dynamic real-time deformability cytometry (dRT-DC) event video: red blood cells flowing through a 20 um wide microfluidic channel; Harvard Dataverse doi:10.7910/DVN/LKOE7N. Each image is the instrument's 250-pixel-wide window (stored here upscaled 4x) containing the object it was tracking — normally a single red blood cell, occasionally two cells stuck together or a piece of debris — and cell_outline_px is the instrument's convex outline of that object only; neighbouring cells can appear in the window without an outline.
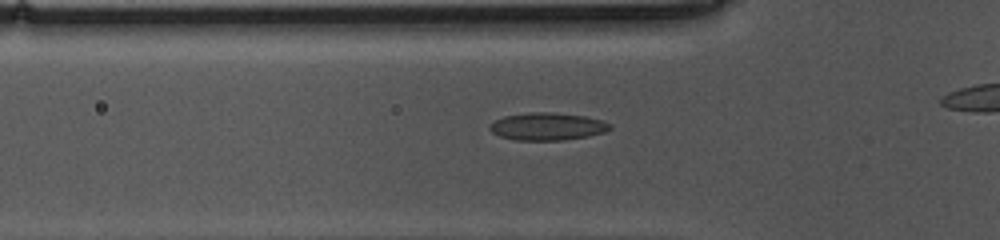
{"species": "common noctule bat (a hibernating species)", "species_latin": "Nyctalus noctula", "temperature_condition": "cold", "stored_images_in_passage": 36, "camera_frame_rate_fps": 3000, "um_per_image_px": 0.085, "animal": {"sex": "female", "body_mass_g": 10.0, "forearm_length_mm": 53.1}, "frame": {"image": 1, "passage_image": 9, "time_ms": 2.667, "image_size_px": [1000, 240], "cell_outline_px": [[612, 128], [604, 132], [588, 136], [564, 140], [516, 140], [500, 136], [492, 132], [488, 128], [496, 120], [504, 116], [528, 112], [552, 112], [584, 116], [604, 120], [612, 124]], "centroid_in_image_um": [46.56, 10.74], "position_along_channel_um": 79.2, "area_um2": 19.31}}
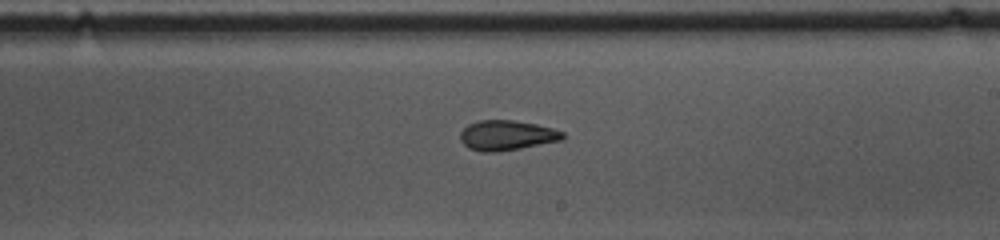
{"frame": {"image": 2, "passage_image": 23, "time_ms": 7.333, "image_size_px": [1000, 240], "cell_outline_px": [[564, 140], [520, 148], [496, 152], [484, 152], [468, 148], [460, 140], [460, 132], [468, 124], [480, 120], [512, 120], [536, 124], [552, 128], [564, 132]], "centroid_in_image_um": [43.08, 11.5], "position_along_channel_um": 245.9, "area_um2": 17.92}}
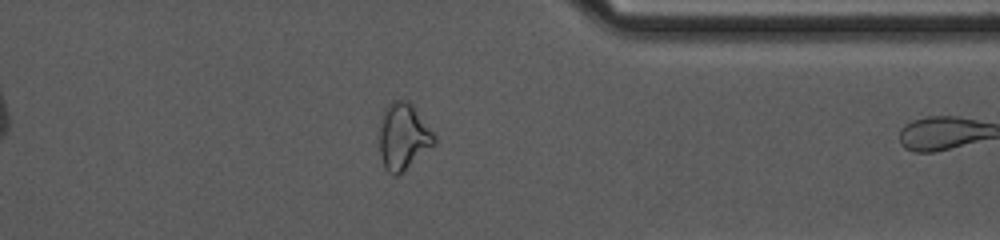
{"frame": {"image": 3, "passage_image": 35, "time_ms": 11.333, "image_size_px": [1000, 240], "cell_outline_px": [[436, 144], [396, 176], [392, 176], [384, 168], [380, 152], [380, 128], [384, 108], [392, 100], [408, 100], [412, 104], [436, 136]], "centroid_in_image_um": [34.28, 11.6], "position_along_channel_um": 377.1, "area_um2": 21.15}}